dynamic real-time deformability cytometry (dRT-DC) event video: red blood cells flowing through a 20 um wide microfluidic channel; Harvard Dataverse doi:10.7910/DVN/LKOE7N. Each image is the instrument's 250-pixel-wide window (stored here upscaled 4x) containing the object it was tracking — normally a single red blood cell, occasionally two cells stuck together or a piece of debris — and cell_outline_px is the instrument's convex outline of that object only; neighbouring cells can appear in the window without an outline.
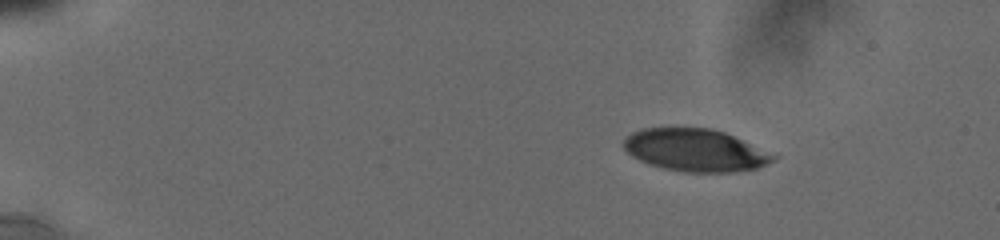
{"species": "human", "species_latin": "Homo sapiens", "temperature_condition": "cold", "stored_images_in_passage": 49, "camera_frame_rate_fps": 3000, "um_per_image_px": 0.085, "donor": {"sex": "male"}, "frame": {"image": 1, "passage_image": 1, "time_ms": 0.0, "image_size_px": [1000, 240], "cell_outline_px": [[776, 156], [772, 160], [756, 168], [728, 172], [684, 172], [664, 168], [648, 164], [632, 156], [624, 148], [624, 140], [632, 132], [644, 128], [712, 128], [724, 132]], "centroid_in_image_um": [59.03, 12.76], "position_along_channel_um": 26.0, "area_um2": 36.24}}
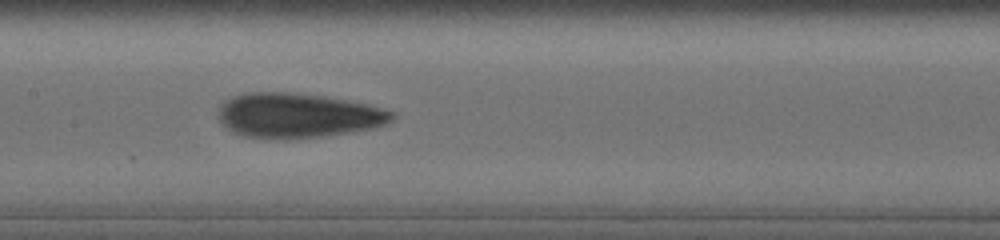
{"frame": {"image": 2, "passage_image": 23, "time_ms": 7.0, "image_size_px": [1000, 240], "cell_outline_px": [[396, 116], [388, 124], [372, 128], [324, 136], [292, 140], [244, 136], [232, 132], [220, 124], [216, 116], [216, 112], [220, 104], [224, 100], [248, 92], [288, 92], [320, 96], [344, 100], [364, 104], [396, 112]], "centroid_in_image_um": [25.24, 9.83], "position_along_channel_um": 182.2, "area_um2": 45.49}}
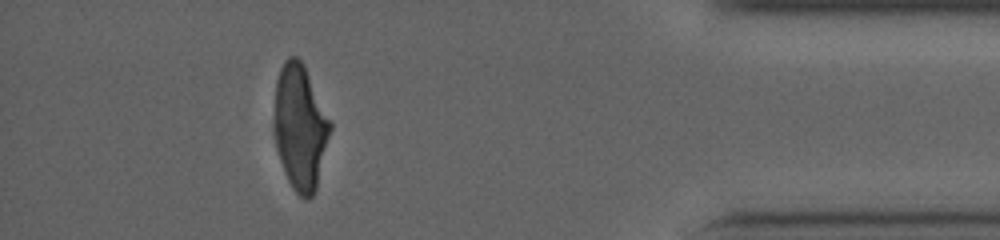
{"frame": {"image": 3, "passage_image": 44, "time_ms": 14.0, "image_size_px": [1000, 240], "cell_outline_px": [[332, 128], [316, 188], [312, 196], [308, 200], [304, 200], [292, 188], [284, 172], [276, 148], [276, 80], [280, 68], [284, 60], [288, 56], [296, 56], [304, 64], [332, 124]], "centroid_in_image_um": [25.54, 10.82], "position_along_channel_um": 409.7, "area_um2": 40.4}, "authors_computed_cell_mechanics": {"area_um2": 41.5582, "velocity_mm_per_s": 3.8185, "shape_relaxation_time_tau1_ms": 7.2165, "shape_relaxation_time_tau2_ms": 1.9571, "deformation_change_tau1": 0.2182, "deformation_change_tau2": 0.0959}}